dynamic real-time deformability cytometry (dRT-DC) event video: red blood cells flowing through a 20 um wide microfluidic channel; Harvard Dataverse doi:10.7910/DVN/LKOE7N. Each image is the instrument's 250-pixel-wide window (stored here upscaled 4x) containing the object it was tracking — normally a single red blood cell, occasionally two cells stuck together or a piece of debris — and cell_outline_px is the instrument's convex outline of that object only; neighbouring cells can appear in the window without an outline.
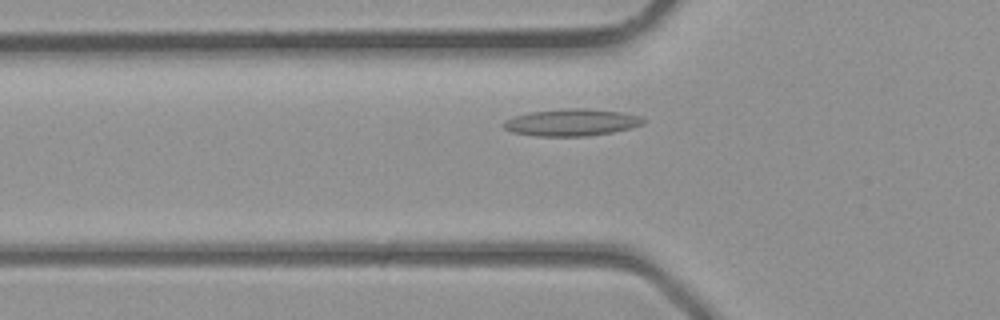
{"species": "common noctule bat (a hibernating species)", "species_latin": "Nyctalus noctula", "temperature_condition": "room temperature", "stored_images_in_passage": 32, "camera_frame_rate_fps": 3000, "um_per_image_px": 0.085, "animal": {"sex": "male", "body_mass_g": 23.1, "forearm_length_mm": 52.7}, "frame": {"image": 1, "passage_image": 7, "time_ms": 2.0, "image_size_px": [1000, 320], "cell_outline_px": [[648, 120], [644, 124], [632, 128], [612, 132], [588, 136], [536, 136], [512, 132], [504, 128], [500, 124], [504, 120], [528, 112], [568, 108], [588, 108], [620, 112], [640, 116]], "centroid_in_image_um": [48.6, 10.4], "position_along_channel_um": 77.2, "area_um2": 22.2}}
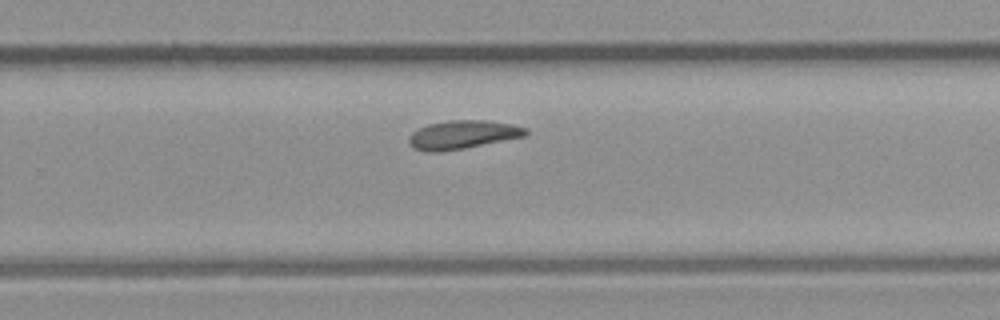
{"frame": {"image": 2, "passage_image": 19, "time_ms": 6.0, "image_size_px": [1000, 320], "cell_outline_px": [[528, 132], [524, 136], [464, 148], [440, 152], [424, 152], [412, 148], [408, 140], [408, 136], [412, 132], [428, 124], [448, 120], [488, 120], [512, 124], [528, 128]], "centroid_in_image_um": [39.29, 11.44], "position_along_channel_um": 290.5, "area_um2": 19.48}}
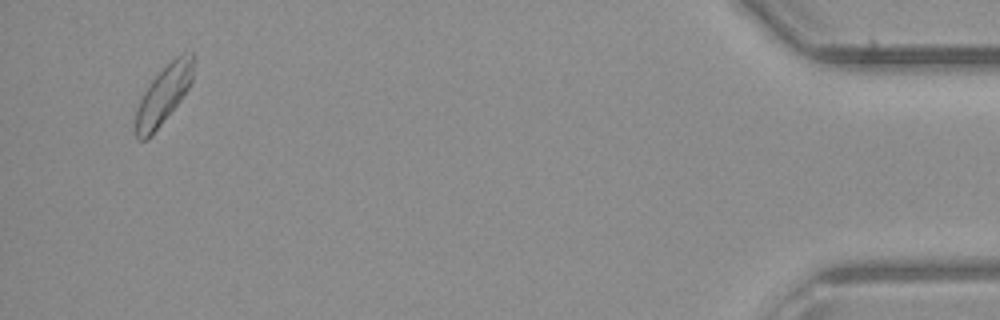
{"frame": {"image": 3, "passage_image": 31, "time_ms": 10.0, "image_size_px": [1000, 320], "cell_outline_px": [[192, 80], [188, 88], [180, 100], [160, 124], [144, 140], [136, 140], [136, 112], [140, 100], [144, 92], [152, 80], [176, 56], [192, 52]], "centroid_in_image_um": [13.88, 8.06], "position_along_channel_um": 421.3, "area_um2": 18.55}}